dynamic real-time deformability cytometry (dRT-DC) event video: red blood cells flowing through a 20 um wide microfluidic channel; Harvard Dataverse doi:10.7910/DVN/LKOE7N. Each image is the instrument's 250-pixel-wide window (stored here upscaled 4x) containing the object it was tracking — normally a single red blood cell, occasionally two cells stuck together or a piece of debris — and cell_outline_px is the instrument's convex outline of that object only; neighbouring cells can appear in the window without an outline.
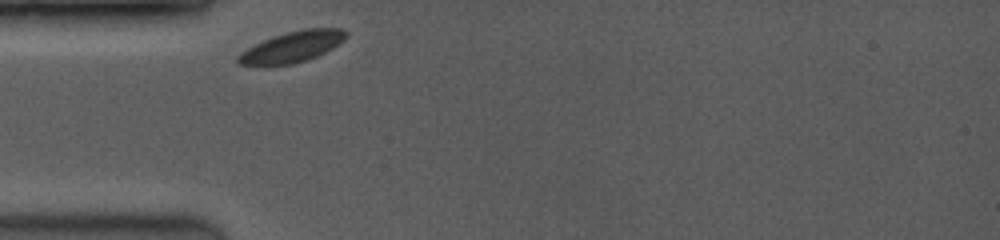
{"species": "common noctule bat (a hibernating species)", "species_latin": "Nyctalus noctula", "temperature_condition": "room temperature", "stored_images_in_passage": 33, "camera_frame_rate_fps": 3500, "um_per_image_px": 0.085, "animal": {"sex": "female", "body_mass_g": 19.0, "forearm_length_mm": 53.3}, "frame": {"image": 1, "passage_image": 1, "time_ms": 0.0, "image_size_px": [1000, 240], "cell_outline_px": [[348, 36], [344, 40], [332, 48], [316, 56], [292, 64], [240, 64], [236, 60], [236, 56], [240, 52], [264, 40], [288, 32], [304, 28], [344, 28], [348, 32]], "centroid_in_image_um": [24.89, 3.95], "position_along_channel_um": 60.1, "area_um2": 18.96}}
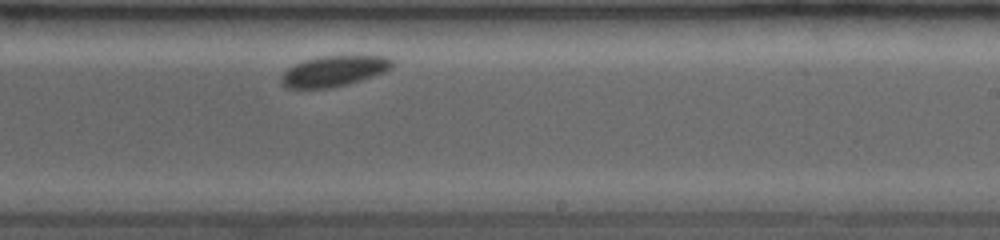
{"frame": {"image": 2, "passage_image": 20, "time_ms": 5.429, "image_size_px": [1000, 240], "cell_outline_px": [[392, 68], [384, 72], [348, 84], [328, 88], [284, 88], [280, 80], [280, 76], [288, 68], [304, 60], [320, 56], [388, 56], [392, 60]], "centroid_in_image_um": [28.36, 6.04], "position_along_channel_um": 260.6, "area_um2": 19.71}}
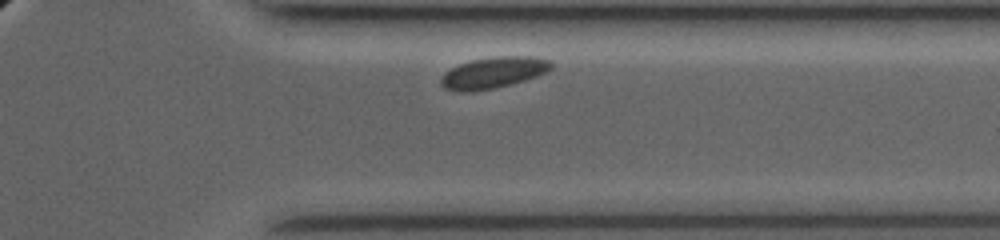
{"frame": {"image": 3, "passage_image": 30, "time_ms": 8.286, "image_size_px": [1000, 240], "cell_outline_px": [[552, 68], [536, 76], [524, 80], [492, 88], [472, 92], [456, 92], [444, 88], [440, 84], [440, 80], [444, 72], [460, 64], [472, 60], [496, 56], [532, 56], [548, 60], [552, 64]], "centroid_in_image_um": [41.88, 6.18], "position_along_channel_um": 369.5, "area_um2": 19.88}, "authors_computed_cell_mechanics": {"area_um2": 19.5364, "velocity_mm_per_s": 3.754, "shape_relaxation_time_tau1_ms": 1.9997, "shape_relaxation_time_tau2_ms": null, "deformation_change_tau1": 0.0544, "deformation_change_tau2": null}}